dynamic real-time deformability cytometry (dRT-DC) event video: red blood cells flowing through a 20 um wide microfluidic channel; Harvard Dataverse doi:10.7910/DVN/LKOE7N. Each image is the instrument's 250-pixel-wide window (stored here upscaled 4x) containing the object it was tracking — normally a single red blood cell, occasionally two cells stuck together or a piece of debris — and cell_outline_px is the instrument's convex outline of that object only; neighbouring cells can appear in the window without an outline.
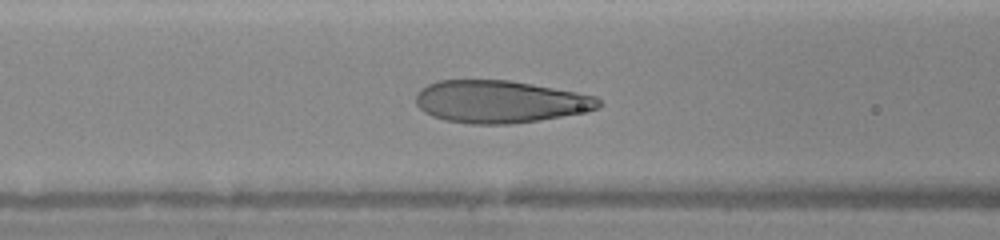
{"species": "human", "species_latin": "Homo sapiens", "temperature_condition": "warm", "stored_images_in_passage": 35, "camera_frame_rate_fps": 3000, "um_per_image_px": 0.085, "donor": {"sex": "female"}, "frame": {"image": 1, "passage_image": 22, "time_ms": 6.0, "image_size_px": [1000, 240], "cell_outline_px": [[604, 104], [600, 108], [584, 112], [540, 120], [512, 124], [472, 124], [444, 120], [432, 116], [424, 112], [416, 104], [416, 96], [420, 88], [428, 84], [440, 80], [508, 80], [532, 84], [576, 92], [596, 96]], "centroid_in_image_um": [42.51, 8.64], "position_along_channel_um": 124.1, "area_um2": 45.32}}
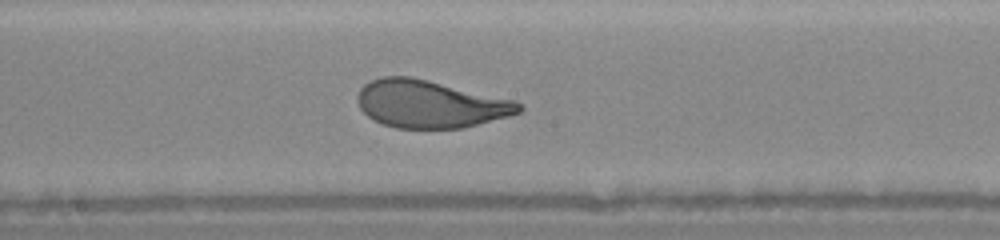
{"frame": {"image": 2, "passage_image": 30, "time_ms": 8.0, "image_size_px": [1000, 240], "cell_outline_px": [[524, 108], [520, 112], [508, 116], [464, 128], [396, 128], [372, 120], [360, 108], [356, 100], [356, 96], [360, 88], [364, 84], [380, 76], [412, 76], [516, 100]], "centroid_in_image_um": [36.54, 8.83], "position_along_channel_um": 211.7, "area_um2": 45.03}}
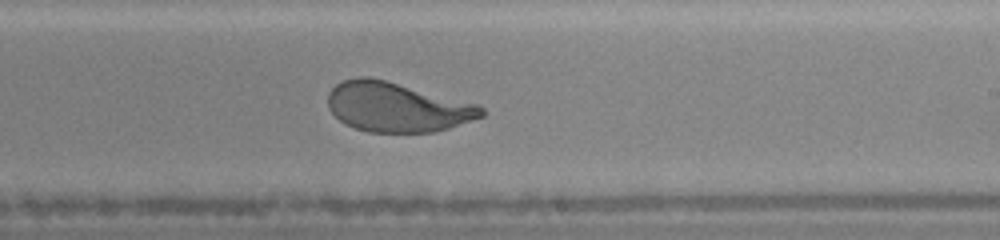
{"frame": {"image": 3, "passage_image": 33, "time_ms": 9.0, "image_size_px": [1000, 240], "cell_outline_px": [[484, 116], [436, 132], [368, 132], [344, 124], [328, 108], [328, 92], [336, 84], [344, 80], [360, 76], [368, 76], [480, 104], [484, 108]], "centroid_in_image_um": [33.75, 9.1], "position_along_channel_um": 255.2, "area_um2": 44.33}}